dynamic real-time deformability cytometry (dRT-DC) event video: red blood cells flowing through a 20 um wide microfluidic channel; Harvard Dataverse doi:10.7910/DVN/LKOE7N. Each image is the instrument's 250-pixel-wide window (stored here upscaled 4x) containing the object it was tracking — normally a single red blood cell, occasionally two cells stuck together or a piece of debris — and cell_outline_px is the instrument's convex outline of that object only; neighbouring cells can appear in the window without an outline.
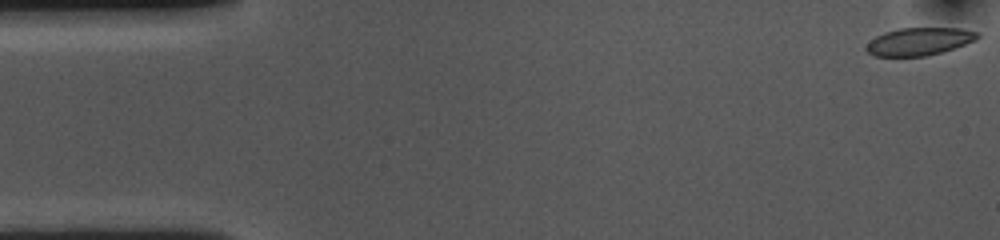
{"species": "common noctule bat (a hibernating species)", "species_latin": "Nyctalus noctula", "temperature_condition": "cold", "stored_images_in_passage": 55, "camera_frame_rate_fps": 3000, "um_per_image_px": 0.085, "animal": {"sex": "female", "body_mass_g": 10.0, "forearm_length_mm": 53.1}, "frame": {"image": 1, "passage_image": 1, "time_ms": 0.0, "image_size_px": [1000, 240], "cell_outline_px": [[980, 36], [976, 40], [956, 48], [944, 52], [928, 56], [876, 56], [868, 52], [864, 48], [876, 36], [884, 32], [900, 28], [960, 28], [980, 32]], "centroid_in_image_um": [78.19, 3.52], "position_along_channel_um": 6.8, "area_um2": 18.09}}
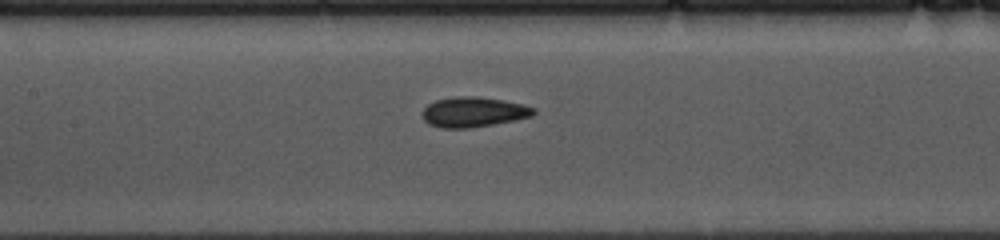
{"frame": {"image": 2, "passage_image": 24, "time_ms": 7.667, "image_size_px": [1000, 240], "cell_outline_px": [[536, 112], [532, 116], [492, 124], [468, 128], [440, 128], [428, 124], [424, 120], [424, 108], [428, 104], [436, 100], [456, 96], [476, 96], [504, 100], [524, 104], [536, 108]], "centroid_in_image_um": [40.26, 9.51], "position_along_channel_um": 167.1, "area_um2": 19.42}}
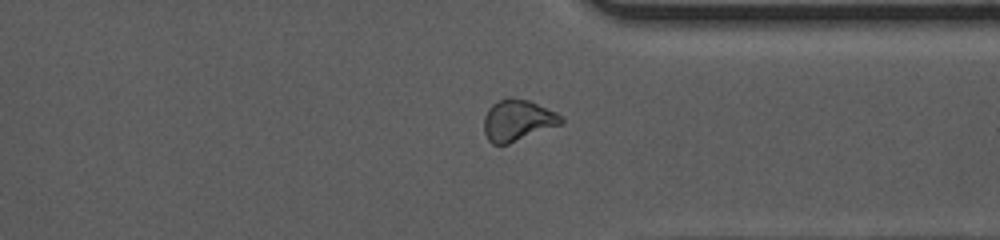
{"frame": {"image": 3, "passage_image": 41, "time_ms": 13.333, "image_size_px": [1000, 240], "cell_outline_px": [[564, 124], [508, 144], [492, 144], [488, 140], [484, 132], [484, 116], [488, 108], [492, 104], [508, 96], [512, 96], [528, 100], [556, 112], [564, 116]], "centroid_in_image_um": [44.02, 10.22], "position_along_channel_um": 367.4, "area_um2": 18.9}, "authors_computed_cell_mechanics": {"area_um2": 18.9584, "velocity_mm_per_s": 3.5764, "shape_relaxation_time_tau1_ms": 5.6176, "shape_relaxation_time_tau2_ms": 2.1684, "deformation_change_tau1": 0.1277, "deformation_change_tau2": 0.0714}}